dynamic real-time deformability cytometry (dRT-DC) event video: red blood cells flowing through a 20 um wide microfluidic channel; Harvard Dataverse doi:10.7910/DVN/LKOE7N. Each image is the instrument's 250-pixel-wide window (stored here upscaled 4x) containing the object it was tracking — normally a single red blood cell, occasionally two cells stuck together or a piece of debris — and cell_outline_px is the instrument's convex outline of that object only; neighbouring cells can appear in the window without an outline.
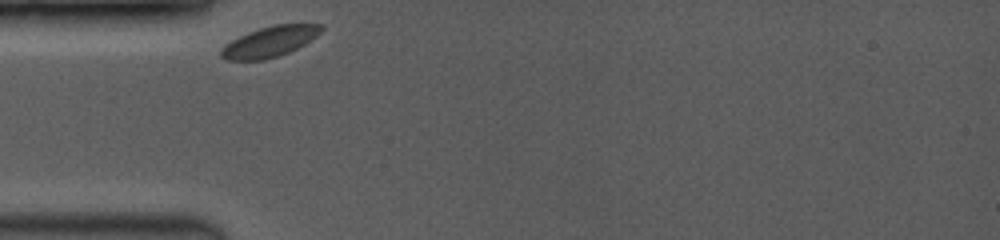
{"species": "common noctule bat (a hibernating species)", "species_latin": "Nyctalus noctula", "temperature_condition": "room temperature", "stored_images_in_passage": 27, "camera_frame_rate_fps": 3500, "um_per_image_px": 0.085, "animal": {"sex": "female", "body_mass_g": 19.0, "forearm_length_mm": 53.3}, "frame": {"image": 1, "passage_image": 1, "time_ms": 0.0, "image_size_px": [1000, 240], "cell_outline_px": [[324, 28], [316, 36], [304, 44], [280, 56], [264, 60], [224, 60], [220, 56], [220, 48], [224, 44], [248, 32], [272, 24], [324, 24]], "centroid_in_image_um": [22.9, 3.54], "position_along_channel_um": 62.1, "area_um2": 17.92}}
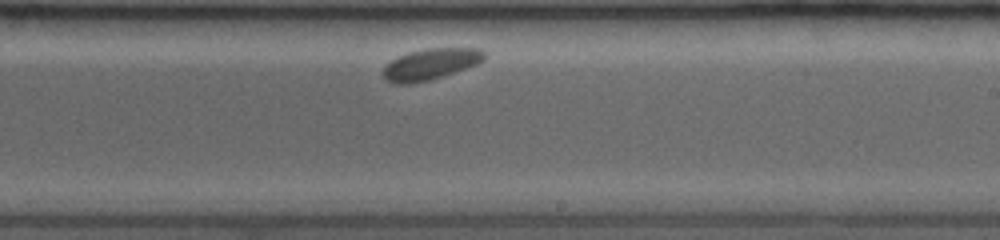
{"frame": {"image": 2, "passage_image": 11, "time_ms": 5.429, "image_size_px": [1000, 240], "cell_outline_px": [[488, 56], [484, 60], [476, 64], [444, 76], [432, 80], [412, 84], [392, 84], [384, 80], [380, 72], [384, 64], [396, 56], [408, 52], [424, 48], [480, 48]], "centroid_in_image_um": [36.51, 5.47], "position_along_channel_um": 252.5, "area_um2": 19.07}}
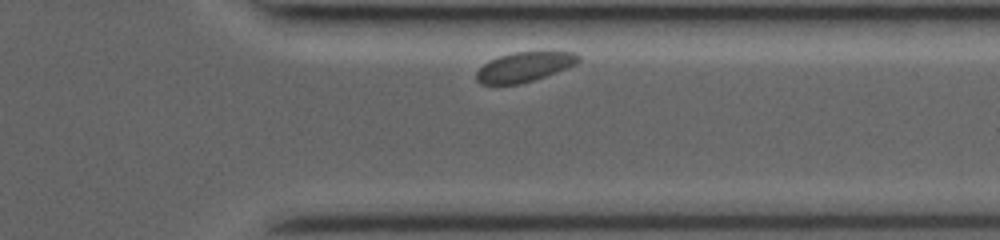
{"frame": {"image": 3, "passage_image": 23, "time_ms": 8.571, "image_size_px": [1000, 240], "cell_outline_px": [[580, 60], [576, 64], [568, 68], [520, 84], [480, 84], [476, 80], [476, 72], [488, 60], [512, 52], [576, 52], [580, 56]], "centroid_in_image_um": [44.56, 5.68], "position_along_channel_um": 366.8, "area_um2": 17.57}}